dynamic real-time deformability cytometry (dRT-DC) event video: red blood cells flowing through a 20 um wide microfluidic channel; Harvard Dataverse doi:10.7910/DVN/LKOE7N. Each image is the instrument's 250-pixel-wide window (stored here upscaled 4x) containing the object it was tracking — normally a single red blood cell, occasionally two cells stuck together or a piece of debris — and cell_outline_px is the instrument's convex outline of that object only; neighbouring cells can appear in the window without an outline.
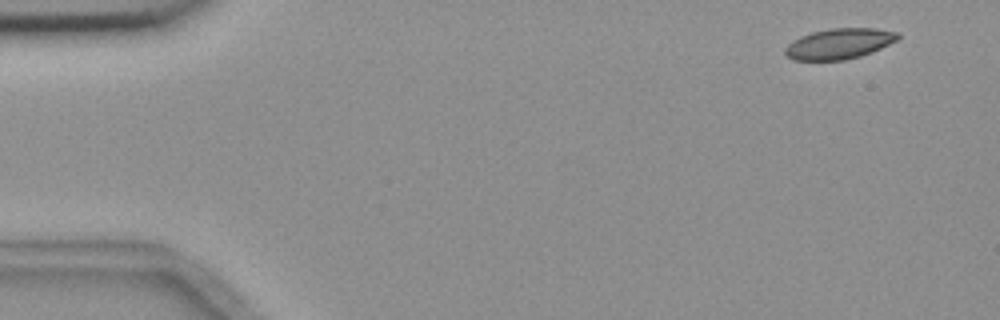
{"species": "common noctule bat (a hibernating species)", "species_latin": "Nyctalus noctula", "temperature_condition": "room temperature", "stored_images_in_passage": 6, "camera_frame_rate_fps": 3000, "um_per_image_px": 0.085, "animal": {"sex": "female", "body_mass_g": 18.4}, "frame": {"image": 1, "passage_image": 2, "time_ms": 1.0, "image_size_px": [1000, 320], "cell_outline_px": [[900, 36], [896, 40], [872, 52], [860, 56], [844, 60], [792, 60], [784, 52], [784, 48], [788, 44], [800, 36], [812, 32], [832, 28], [876, 28], [900, 32]], "centroid_in_image_um": [71.33, 3.71], "position_along_channel_um": 13.7, "area_um2": 20.06}}
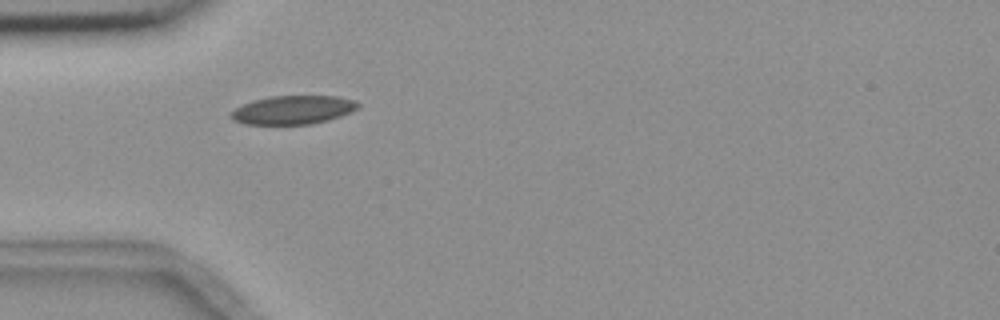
{"frame": {"image": 2, "passage_image": 5, "time_ms": 5.333, "image_size_px": [1000, 320], "cell_outline_px": [[360, 104], [352, 112], [328, 120], [312, 124], [248, 124], [232, 120], [228, 116], [236, 108], [252, 100], [268, 96], [336, 96], [356, 100]], "centroid_in_image_um": [24.91, 9.34], "position_along_channel_um": 60.1, "area_um2": 21.21}}